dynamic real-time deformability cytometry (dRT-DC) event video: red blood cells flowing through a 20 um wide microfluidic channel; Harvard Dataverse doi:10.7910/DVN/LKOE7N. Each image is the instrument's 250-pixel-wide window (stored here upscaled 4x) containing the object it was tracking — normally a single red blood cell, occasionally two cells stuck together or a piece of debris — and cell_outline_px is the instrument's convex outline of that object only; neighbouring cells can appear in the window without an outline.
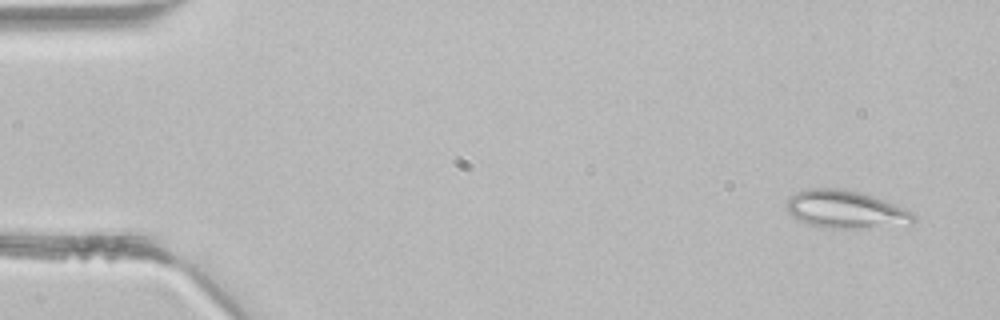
{"species": "common noctule bat (a hibernating species)", "species_latin": "Nyctalus noctula", "temperature_condition": "room temperature", "stored_images_in_passage": 3, "camera_frame_rate_fps": 3000, "um_per_image_px": 0.085, "animal": {"sex": "male", "body_mass_g": 21.5, "forearm_length_mm": 52.0}, "frame": {"image": 1, "passage_image": 1, "time_ms": 0.0, "image_size_px": [1000, 320], "cell_outline_px": [[916, 220], [912, 224], [844, 228], [820, 228], [808, 224], [792, 216], [788, 212], [788, 196], [796, 192], [808, 188], [840, 188], [860, 192], [884, 200], [916, 212]], "centroid_in_image_um": [71.89, 17.79], "position_along_channel_um": 13.1, "area_um2": 27.98}}